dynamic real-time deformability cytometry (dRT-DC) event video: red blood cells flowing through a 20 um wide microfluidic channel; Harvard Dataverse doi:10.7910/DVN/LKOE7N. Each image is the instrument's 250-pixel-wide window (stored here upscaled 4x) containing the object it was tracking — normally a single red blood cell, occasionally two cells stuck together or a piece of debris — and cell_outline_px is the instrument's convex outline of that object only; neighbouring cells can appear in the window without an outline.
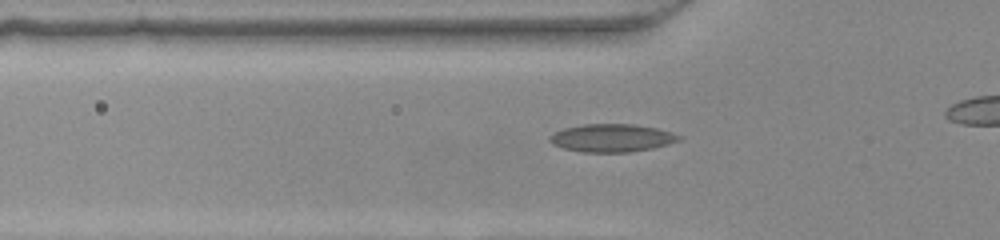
{"species": "common noctule bat (a hibernating species)", "species_latin": "Nyctalus noctula", "temperature_condition": "warm", "stored_images_in_passage": 39, "camera_frame_rate_fps": 3000, "um_per_image_px": 0.085, "animal": {"sex": "female", "body_mass_g": 22.0, "forearm_length_mm": 56.7}, "frame": {"image": 1, "passage_image": 16, "time_ms": 5.0, "image_size_px": [1000, 240], "cell_outline_px": [[684, 136], [680, 140], [668, 144], [652, 148], [628, 152], [584, 152], [564, 148], [552, 144], [548, 140], [548, 136], [564, 128], [584, 124], [632, 124], [656, 128], [672, 132]], "centroid_in_image_um": [52.02, 11.72], "position_along_channel_um": 73.8, "area_um2": 20.98}}
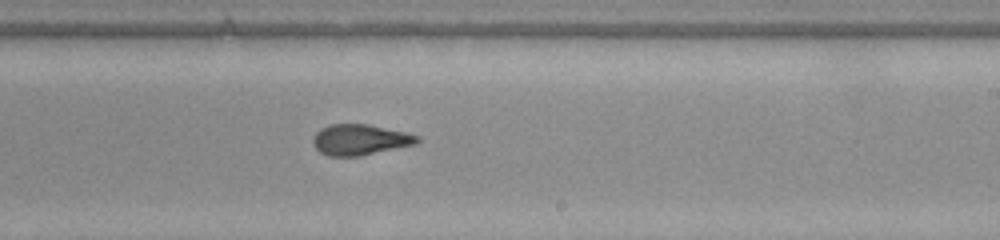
{"frame": {"image": 2, "passage_image": 29, "time_ms": 9.333, "image_size_px": [1000, 240], "cell_outline_px": [[420, 140], [416, 144], [360, 156], [328, 156], [320, 152], [312, 144], [312, 140], [316, 132], [320, 128], [328, 124], [368, 124], [404, 132], [420, 136]], "centroid_in_image_um": [30.57, 11.87], "position_along_channel_um": 258.4, "area_um2": 18.73}}
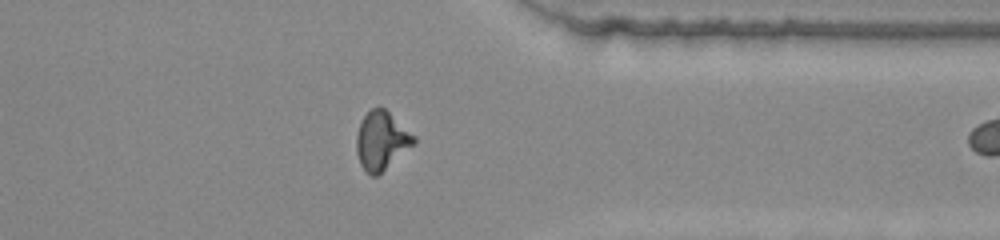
{"frame": {"image": 3, "passage_image": 38, "time_ms": 12.333, "image_size_px": [1000, 240], "cell_outline_px": [[416, 144], [376, 176], [372, 176], [360, 164], [356, 152], [356, 136], [360, 120], [372, 108], [384, 108], [416, 136]], "centroid_in_image_um": [32.44, 11.95], "position_along_channel_um": 379.0, "area_um2": 19.48}}